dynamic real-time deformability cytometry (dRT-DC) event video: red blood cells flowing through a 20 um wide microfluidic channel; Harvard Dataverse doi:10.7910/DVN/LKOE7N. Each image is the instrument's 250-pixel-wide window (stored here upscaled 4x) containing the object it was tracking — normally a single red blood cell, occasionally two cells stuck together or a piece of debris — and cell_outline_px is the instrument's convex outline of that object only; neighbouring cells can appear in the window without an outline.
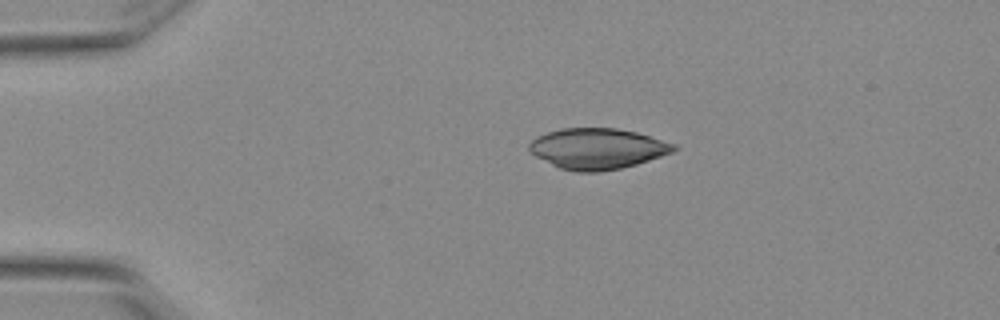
{"species": "Egyptian fruit bat (a non-hibernating species)", "species_latin": "Rousettus aegyptiacus", "temperature_condition": "warm", "stored_images_in_passage": 5, "camera_frame_rate_fps": 3000, "um_per_image_px": 0.085, "animal": {"sex": "female"}, "frame": {"image": 1, "passage_image": 5, "time_ms": 1.333, "image_size_px": [1000, 320], "cell_outline_px": [[680, 148], [672, 152], [636, 164], [620, 168], [596, 172], [576, 172], [560, 168], [536, 156], [528, 148], [528, 144], [536, 136], [548, 132], [564, 128], [616, 128], [636, 132], [676, 144]], "centroid_in_image_um": [50.79, 12.63], "position_along_channel_um": 34.2, "area_um2": 34.1}}